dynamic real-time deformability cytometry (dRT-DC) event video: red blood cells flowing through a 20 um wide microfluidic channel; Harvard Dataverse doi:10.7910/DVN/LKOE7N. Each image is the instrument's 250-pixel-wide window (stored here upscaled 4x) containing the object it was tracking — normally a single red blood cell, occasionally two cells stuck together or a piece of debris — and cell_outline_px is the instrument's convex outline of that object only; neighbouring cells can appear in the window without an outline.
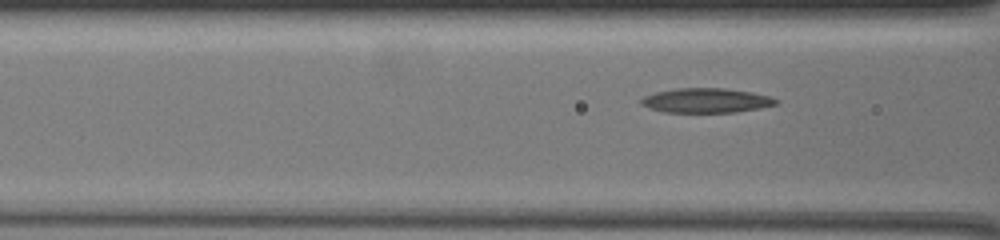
{"species": "common noctule bat (a hibernating species)", "species_latin": "Nyctalus noctula", "temperature_condition": "warm", "stored_images_in_passage": 14, "camera_frame_rate_fps": 3000, "um_per_image_px": 0.085, "animal": {"sex": "female", "body_mass_g": 19.5, "forearm_length_mm": 54.1}, "frame": {"image": 1, "passage_image": 12, "time_ms": 3.667, "image_size_px": [1000, 240], "cell_outline_px": [[780, 100], [776, 104], [736, 112], [664, 112], [648, 108], [640, 104], [640, 100], [644, 96], [656, 92], [676, 88], [724, 88], [752, 92], [768, 96]], "centroid_in_image_um": [59.98, 8.53], "position_along_channel_um": 106.6, "area_um2": 19.19}}